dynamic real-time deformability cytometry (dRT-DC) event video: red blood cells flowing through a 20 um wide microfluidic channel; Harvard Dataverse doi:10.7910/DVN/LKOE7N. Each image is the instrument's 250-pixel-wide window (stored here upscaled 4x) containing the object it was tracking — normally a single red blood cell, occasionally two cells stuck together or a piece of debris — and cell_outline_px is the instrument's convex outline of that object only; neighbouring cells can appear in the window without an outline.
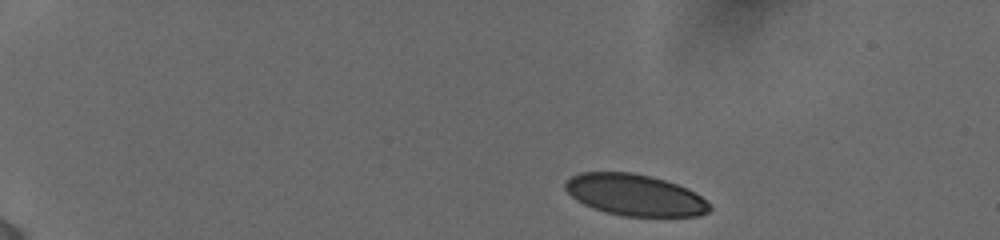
{"species": "human", "species_latin": "Homo sapiens", "temperature_condition": "cold", "stored_images_in_passage": 8, "camera_frame_rate_fps": 3000, "um_per_image_px": 0.085, "donor": {"sex": "female"}, "frame": {"image": 1, "passage_image": 1, "time_ms": 0.0, "image_size_px": [1000, 240], "cell_outline_px": [[712, 208], [708, 212], [700, 216], [624, 216], [604, 212], [592, 208], [576, 200], [564, 188], [564, 180], [580, 172], [632, 172], [652, 176], [688, 188], [696, 192]], "centroid_in_image_um": [53.94, 16.57], "position_along_channel_um": 31.1, "area_um2": 35.03}}
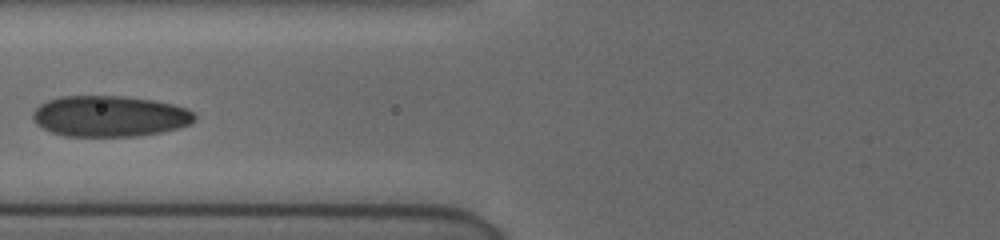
{"frame": {"image": 2, "passage_image": 6, "time_ms": 5.0, "image_size_px": [1000, 240], "cell_outline_px": [[196, 116], [188, 124], [176, 128], [160, 132], [136, 136], [64, 136], [52, 132], [36, 124], [32, 120], [32, 112], [40, 104], [48, 100], [60, 96], [124, 96], [152, 100], [172, 104], [184, 108], [192, 112]], "centroid_in_image_um": [9.25, 9.87], "position_along_channel_um": 116.5, "area_um2": 38.38}}
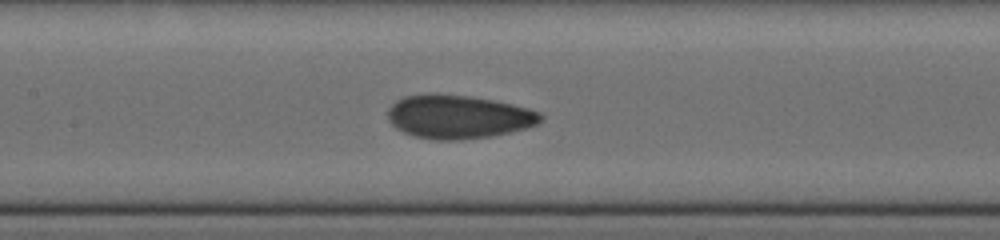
{"frame": {"image": 3, "passage_image": 8, "time_ms": 6.333, "image_size_px": [1000, 240], "cell_outline_px": [[544, 116], [536, 124], [512, 132], [492, 136], [456, 140], [436, 140], [416, 136], [404, 132], [396, 128], [388, 120], [388, 108], [396, 100], [404, 96], [432, 92], [472, 96], [512, 104], [528, 108], [540, 112]], "centroid_in_image_um": [38.93, 9.9], "position_along_channel_um": 168.5, "area_um2": 39.02}}